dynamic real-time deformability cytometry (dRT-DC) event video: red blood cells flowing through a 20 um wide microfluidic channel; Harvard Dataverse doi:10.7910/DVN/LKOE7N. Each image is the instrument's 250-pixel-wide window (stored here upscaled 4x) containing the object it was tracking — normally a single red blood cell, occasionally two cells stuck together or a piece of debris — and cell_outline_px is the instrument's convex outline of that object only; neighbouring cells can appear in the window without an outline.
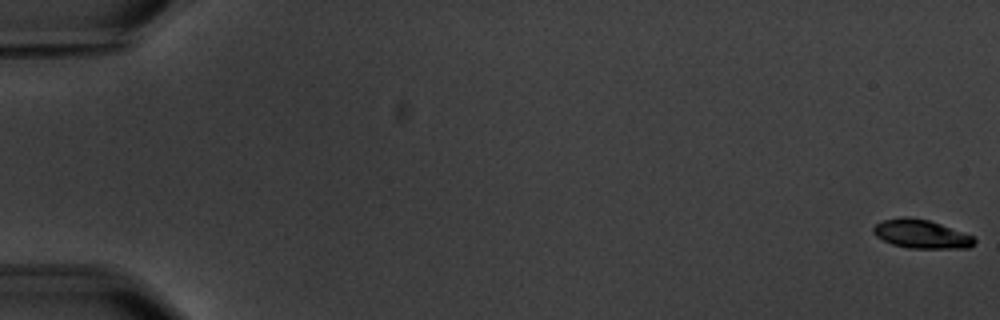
{"species": "common noctule bat (a hibernating species)", "species_latin": "Nyctalus noctula", "temperature_condition": "warm", "stored_images_in_passage": 6, "camera_frame_rate_fps": 3000, "um_per_image_px": 0.085, "animal": {"sex": "male", "body_mass_g": 20.1, "forearm_length_mm": 53.5}, "frame": {"image": 1, "passage_image": 1, "time_ms": 0.0, "image_size_px": [1000, 320], "cell_outline_px": [[976, 240], [968, 248], [908, 248], [892, 244], [876, 236], [872, 232], [872, 228], [876, 224], [884, 220], [904, 216], [908, 216], [928, 220], [940, 224], [972, 236]], "centroid_in_image_um": [78.26, 19.89], "position_along_channel_um": 6.7, "area_um2": 16.65}}
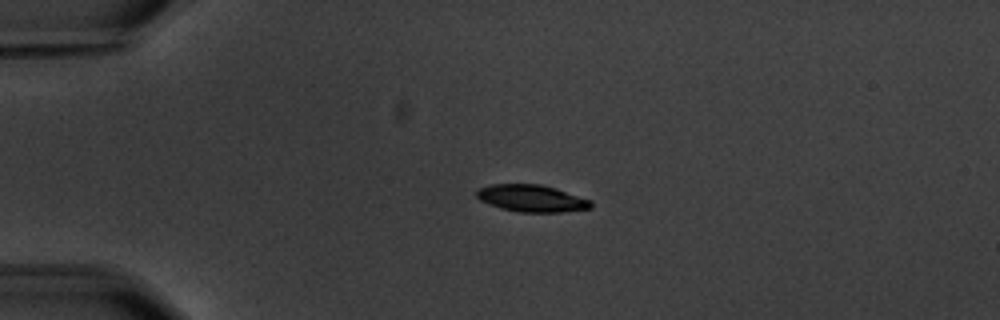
{"frame": {"image": 2, "passage_image": 5, "time_ms": 4.667, "image_size_px": [1000, 320], "cell_outline_px": [[592, 208], [560, 212], [520, 212], [500, 208], [488, 204], [480, 200], [476, 196], [476, 188], [492, 184], [540, 184], [556, 188], [592, 200]], "centroid_in_image_um": [45.17, 16.85], "position_along_channel_um": 39.8, "area_um2": 18.15}}